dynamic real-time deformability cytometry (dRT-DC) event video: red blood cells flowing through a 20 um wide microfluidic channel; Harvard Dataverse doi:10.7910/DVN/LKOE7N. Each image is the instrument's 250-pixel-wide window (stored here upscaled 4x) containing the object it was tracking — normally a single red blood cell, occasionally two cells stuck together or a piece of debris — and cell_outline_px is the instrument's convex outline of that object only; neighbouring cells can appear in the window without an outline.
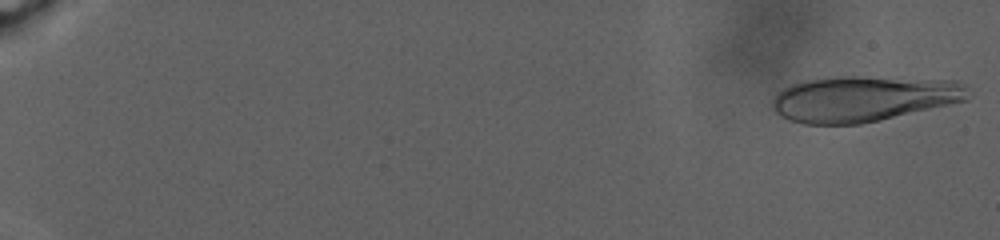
{"species": "human", "species_latin": "Homo sapiens", "temperature_condition": "warm", "stored_images_in_passage": 63, "camera_frame_rate_fps": 3000, "um_per_image_px": 0.085, "donor": {"sex": "male"}, "frame": {"image": 1, "passage_image": 1, "time_ms": 0.0, "image_size_px": [1000, 240], "cell_outline_px": [[972, 96], [968, 100], [880, 120], [860, 124], [804, 124], [788, 120], [780, 116], [772, 108], [772, 100], [784, 88], [792, 84], [804, 80], [836, 76], [856, 76], [956, 80], [968, 88]], "centroid_in_image_um": [73.42, 8.38], "position_along_channel_um": 11.6, "area_um2": 52.42}}
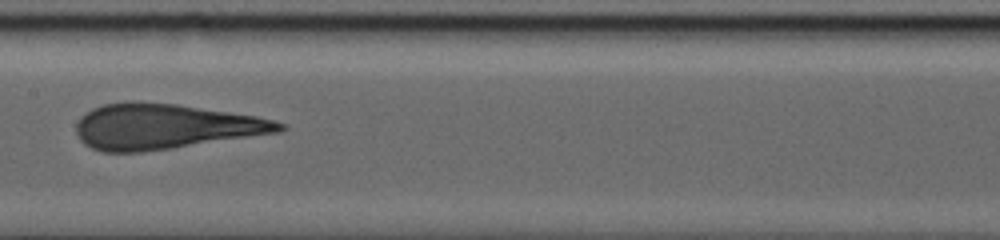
{"frame": {"image": 2, "passage_image": 36, "time_ms": 17.667, "image_size_px": [1000, 240], "cell_outline_px": [[288, 128], [280, 132], [172, 148], [140, 152], [104, 152], [92, 148], [84, 144], [80, 140], [76, 132], [76, 124], [92, 108], [104, 104], [132, 100], [176, 104], [256, 116], [272, 120], [284, 124]], "centroid_in_image_um": [13.99, 10.75], "position_along_channel_um": 193.4, "area_um2": 53.35}}
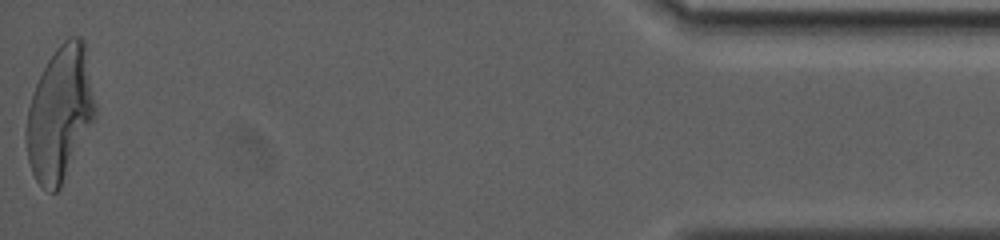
{"frame": {"image": 3, "passage_image": 63, "time_ms": 31.333, "image_size_px": [1000, 240], "cell_outline_px": [[96, 116], [60, 188], [56, 192], [48, 192], [36, 180], [32, 172], [28, 160], [24, 132], [28, 108], [36, 84], [48, 60], [56, 48], [68, 36], [80, 36], [84, 40], [96, 108]], "centroid_in_image_um": [5.08, 9.67], "position_along_channel_um": 430.1, "area_um2": 53.7}}